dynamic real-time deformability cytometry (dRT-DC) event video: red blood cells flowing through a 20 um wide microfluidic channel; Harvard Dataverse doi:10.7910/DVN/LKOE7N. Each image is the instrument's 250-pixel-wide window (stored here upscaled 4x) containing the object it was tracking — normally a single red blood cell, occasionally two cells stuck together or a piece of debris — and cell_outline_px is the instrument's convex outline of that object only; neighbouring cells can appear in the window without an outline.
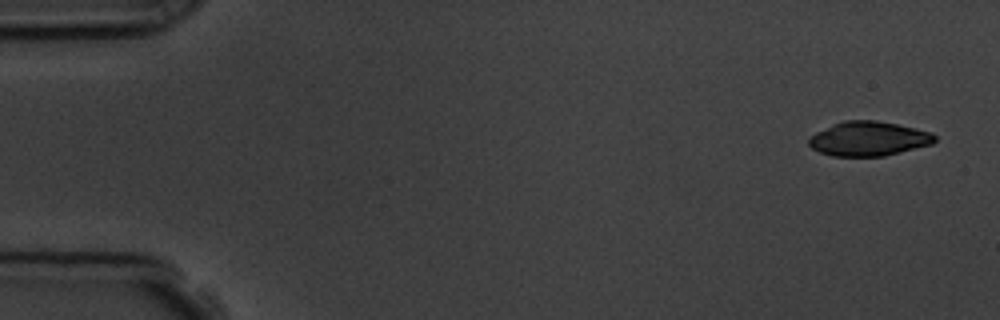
{"species": "common noctule bat (a hibernating species)", "species_latin": "Nyctalus noctula", "temperature_condition": "room temperature", "stored_images_in_passage": 9, "camera_frame_rate_fps": 3000, "um_per_image_px": 0.085, "animal": {"sex": "male", "body_mass_g": 19.5, "forearm_length_mm": 54.6}, "frame": {"image": 1, "passage_image": 1, "time_ms": 0.0, "image_size_px": [1000, 320], "cell_outline_px": [[936, 140], [932, 144], [884, 156], [832, 156], [820, 152], [812, 148], [808, 144], [808, 136], [832, 124], [844, 120], [876, 120], [916, 128], [932, 132], [936, 136]], "centroid_in_image_um": [73.81, 11.78], "position_along_channel_um": 11.2, "area_um2": 25.37}}
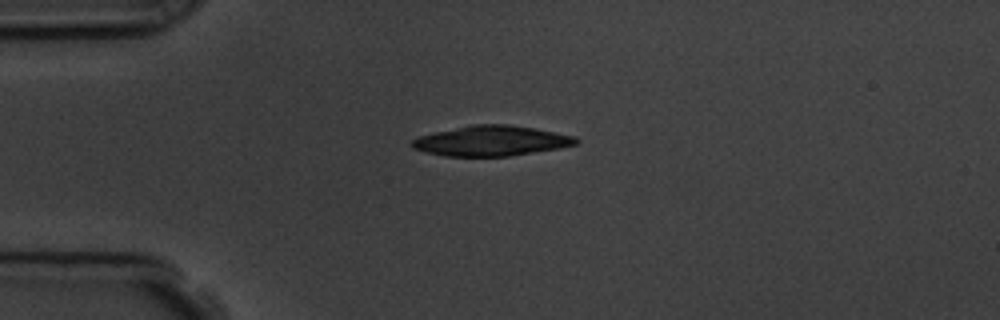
{"frame": {"image": 2, "passage_image": 4, "time_ms": 3.667, "image_size_px": [1000, 320], "cell_outline_px": [[580, 140], [576, 144], [556, 148], [508, 156], [444, 156], [412, 148], [408, 144], [416, 136], [472, 124], [508, 124], [532, 128], [576, 136]], "centroid_in_image_um": [41.7, 11.96], "position_along_channel_um": 43.3, "area_um2": 28.67}}